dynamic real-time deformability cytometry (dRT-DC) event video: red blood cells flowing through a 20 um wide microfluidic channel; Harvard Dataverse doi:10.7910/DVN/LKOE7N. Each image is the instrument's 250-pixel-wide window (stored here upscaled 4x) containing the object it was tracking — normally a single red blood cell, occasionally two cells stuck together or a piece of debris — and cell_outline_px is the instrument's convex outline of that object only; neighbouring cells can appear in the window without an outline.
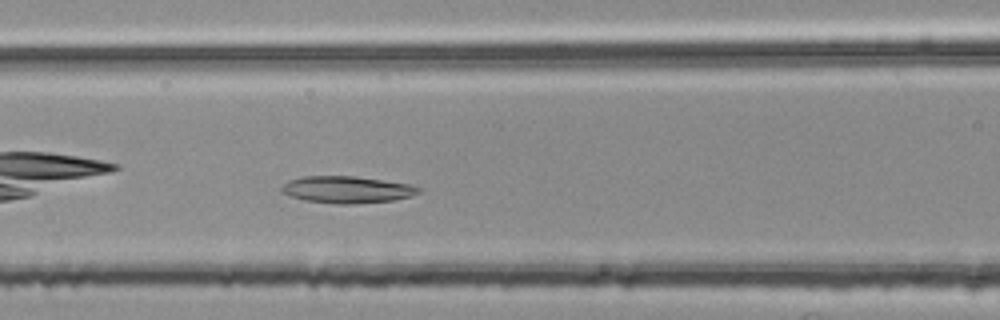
{"species": "common noctule bat (a hibernating species)", "species_latin": "Nyctalus noctula", "temperature_condition": "room temperature", "stored_images_in_passage": 35, "camera_frame_rate_fps": 3000, "um_per_image_px": 0.085, "animal": {"sex": "female", "body_mass_g": 25.1}, "frame": {"image": 1, "passage_image": 8, "time_ms": 2.333, "image_size_px": [1000, 320], "cell_outline_px": [[424, 188], [420, 192], [412, 196], [392, 200], [352, 204], [336, 204], [304, 200], [280, 192], [280, 188], [288, 180], [300, 176], [356, 176], [412, 184]], "centroid_in_image_um": [29.51, 16.11], "position_along_channel_um": 137.1, "area_um2": 21.73}}
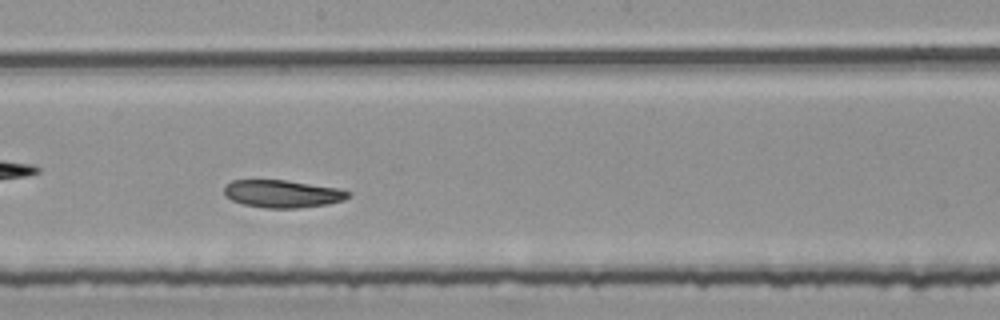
{"frame": {"image": 2, "passage_image": 15, "time_ms": 4.667, "image_size_px": [1000, 320], "cell_outline_px": [[352, 196], [344, 200], [328, 204], [296, 208], [264, 208], [244, 204], [232, 200], [224, 196], [224, 184], [232, 180], [284, 180], [336, 188], [352, 192]], "centroid_in_image_um": [23.99, 16.47], "position_along_channel_um": 224.2, "area_um2": 20.0}}
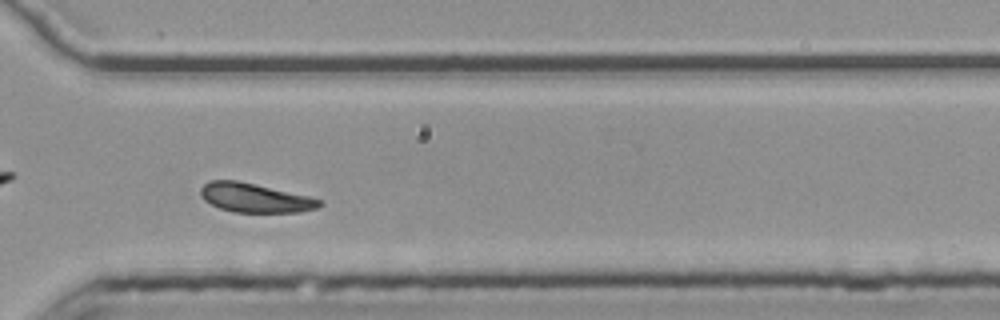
{"frame": {"image": 3, "passage_image": 25, "time_ms": 8.0, "image_size_px": [1000, 320], "cell_outline_px": [[324, 204], [316, 208], [300, 212], [232, 212], [220, 208], [204, 200], [200, 196], [200, 188], [204, 184], [212, 180], [236, 180], [308, 196], [324, 200]], "centroid_in_image_um": [21.67, 16.82], "position_along_channel_um": 348.9, "area_um2": 20.06}, "authors_computed_cell_mechanics": {"area_um2": 20.5768, "velocity_mm_per_s": 3.7431, "shape_relaxation_time_tau1_ms": 9.6064, "shape_relaxation_time_tau2_ms": 9.6954, "deformation_change_tau1": 0.18, "deformation_change_tau2": 0.156}}